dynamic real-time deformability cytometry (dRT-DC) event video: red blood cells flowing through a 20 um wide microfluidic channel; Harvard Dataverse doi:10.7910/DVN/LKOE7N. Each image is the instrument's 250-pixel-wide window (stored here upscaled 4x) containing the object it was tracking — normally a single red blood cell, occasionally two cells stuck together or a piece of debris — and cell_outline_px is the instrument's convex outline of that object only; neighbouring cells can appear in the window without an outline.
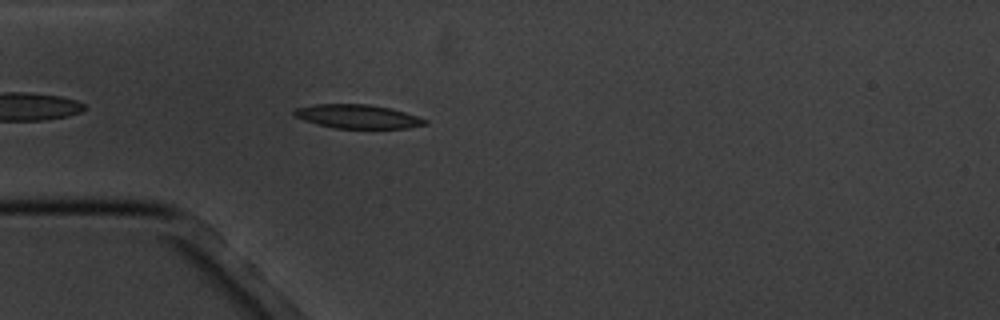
{"species": "common noctule bat (a hibernating species)", "species_latin": "Nyctalus noctula", "temperature_condition": "cold", "stored_images_in_passage": 2, "camera_frame_rate_fps": 3000, "um_per_image_px": 0.085, "animal": {"sex": "male", "body_mass_g": 20.1, "forearm_length_mm": 53.5}, "frame": {"image": 1, "passage_image": 2, "time_ms": 1.333, "image_size_px": [1000, 320], "cell_outline_px": [[428, 124], [408, 128], [336, 128], [316, 124], [304, 120], [296, 116], [292, 112], [296, 108], [316, 104], [368, 104], [392, 108], [428, 120]], "centroid_in_image_um": [30.42, 9.9], "position_along_channel_um": 54.6, "area_um2": 18.09}}